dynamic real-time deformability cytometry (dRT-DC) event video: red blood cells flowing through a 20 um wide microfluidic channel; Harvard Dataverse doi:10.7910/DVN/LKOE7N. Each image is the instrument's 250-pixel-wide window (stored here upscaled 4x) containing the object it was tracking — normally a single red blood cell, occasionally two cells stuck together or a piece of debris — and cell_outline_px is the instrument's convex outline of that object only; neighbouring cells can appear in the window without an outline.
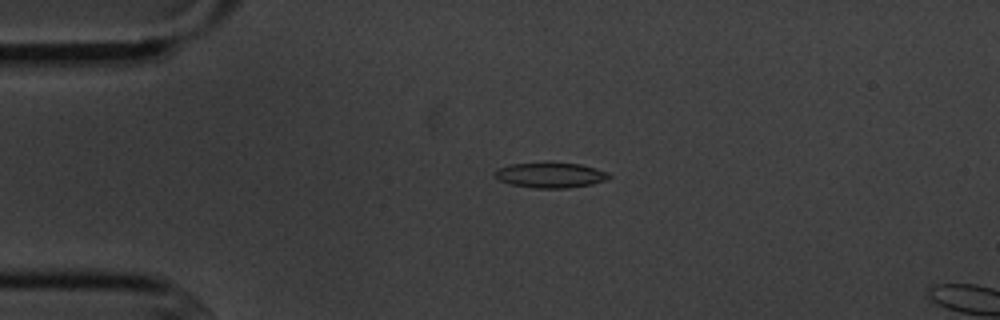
{"species": "common noctule bat (a hibernating species)", "species_latin": "Nyctalus noctula", "temperature_condition": "cold", "stored_images_in_passage": 4, "camera_frame_rate_fps": 3000, "um_per_image_px": 0.085, "animal": {"sex": "male", "body_mass_g": 20.1, "forearm_length_mm": 53.5}, "frame": {"image": 1, "passage_image": 3, "time_ms": 2.333, "image_size_px": [1000, 320], "cell_outline_px": [[612, 176], [604, 180], [592, 184], [568, 188], [532, 188], [512, 184], [500, 180], [492, 172], [496, 168], [512, 164], [544, 160], [552, 160], [580, 164], [596, 168], [608, 172]], "centroid_in_image_um": [46.77, 14.84], "position_along_channel_um": 38.2, "area_um2": 17.51}}